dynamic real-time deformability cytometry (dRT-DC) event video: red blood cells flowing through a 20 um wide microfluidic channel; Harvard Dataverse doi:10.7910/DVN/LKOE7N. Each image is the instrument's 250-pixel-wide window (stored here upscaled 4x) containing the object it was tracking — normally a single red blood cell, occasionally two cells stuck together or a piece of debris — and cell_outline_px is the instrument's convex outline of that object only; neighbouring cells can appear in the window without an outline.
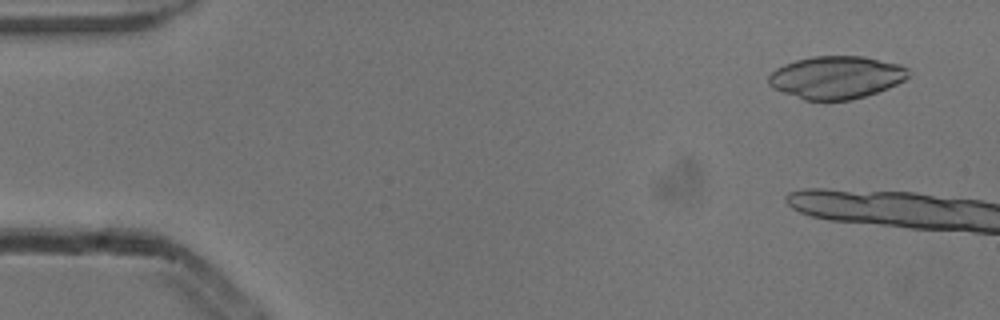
{"species": "common noctule bat (a hibernating species)", "species_latin": "Nyctalus noctula", "temperature_condition": "cold", "stored_images_in_passage": 2, "camera_frame_rate_fps": 3000, "um_per_image_px": 0.085, "animal": {"sex": "male", "body_mass_g": 13.3}, "frame": {"image": 1, "passage_image": 1, "time_ms": 0.0, "image_size_px": [1000, 320], "cell_outline_px": [[908, 76], [904, 80], [888, 88], [852, 100], [804, 100], [772, 88], [768, 84], [768, 76], [776, 68], [784, 64], [796, 60], [812, 56], [864, 56], [900, 64], [908, 68]], "centroid_in_image_um": [71.06, 6.57], "position_along_channel_um": 13.9, "area_um2": 34.8}}